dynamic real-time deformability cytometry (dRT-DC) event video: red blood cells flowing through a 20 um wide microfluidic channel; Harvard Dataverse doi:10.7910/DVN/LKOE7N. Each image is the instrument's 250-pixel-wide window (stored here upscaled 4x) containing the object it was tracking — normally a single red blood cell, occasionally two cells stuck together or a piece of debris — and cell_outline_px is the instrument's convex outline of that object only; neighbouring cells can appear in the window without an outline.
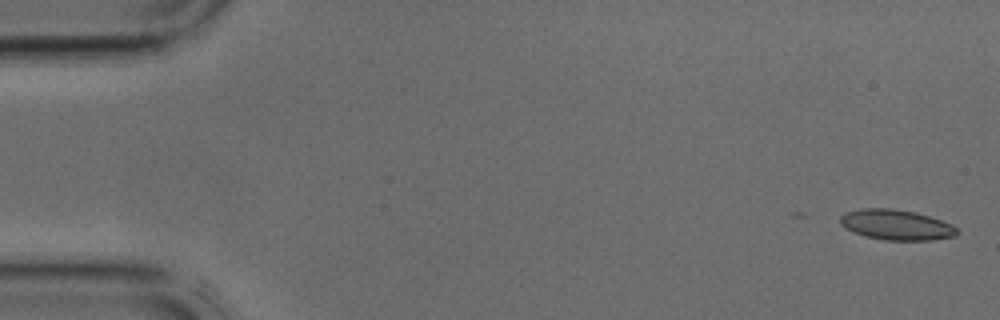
{"species": "common noctule bat (a hibernating species)", "species_latin": "Nyctalus noctula", "temperature_condition": "cold", "stored_images_in_passage": 5, "camera_frame_rate_fps": 3000, "um_per_image_px": 0.085, "animal": {"sex": "male", "body_mass_g": 17.9, "forearm_length_mm": 54.2}, "frame": {"image": 1, "passage_image": 1, "time_ms": 0.0, "image_size_px": [1000, 320], "cell_outline_px": [[960, 232], [956, 236], [932, 240], [884, 240], [864, 236], [852, 232], [844, 228], [840, 224], [840, 216], [848, 212], [860, 208], [892, 208], [916, 212], [952, 224]], "centroid_in_image_um": [76.17, 19.11], "position_along_channel_um": 8.8, "area_um2": 20.81}}